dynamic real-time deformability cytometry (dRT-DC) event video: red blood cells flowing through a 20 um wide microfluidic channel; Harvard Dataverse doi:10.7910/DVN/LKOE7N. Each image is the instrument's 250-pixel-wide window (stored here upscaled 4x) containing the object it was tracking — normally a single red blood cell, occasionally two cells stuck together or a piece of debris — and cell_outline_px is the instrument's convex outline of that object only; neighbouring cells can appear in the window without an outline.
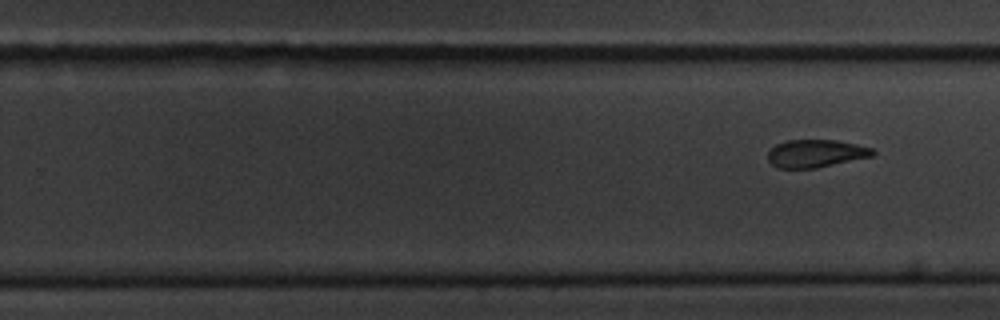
{"species": "common noctule bat (a hibernating species)", "species_latin": "Nyctalus noctula", "temperature_condition": "cold", "stored_images_in_passage": 11, "segment_of_instrument_passage": [2, 2], "camera_frame_rate_fps": 3000, "um_per_image_px": 0.085, "animal": {"sex": "male", "body_mass_g": 20.1, "forearm_length_mm": 53.5}, "frame": {"image": 1, "passage_image": 11, "time_ms": 12.333, "image_size_px": [1000, 320], "cell_outline_px": [[876, 152], [872, 156], [816, 168], [776, 168], [768, 160], [768, 152], [776, 144], [788, 140], [836, 140], [856, 144], [872, 148]], "centroid_in_image_um": [69.33, 13.04], "position_along_channel_um": 260.5, "area_um2": 16.88}}